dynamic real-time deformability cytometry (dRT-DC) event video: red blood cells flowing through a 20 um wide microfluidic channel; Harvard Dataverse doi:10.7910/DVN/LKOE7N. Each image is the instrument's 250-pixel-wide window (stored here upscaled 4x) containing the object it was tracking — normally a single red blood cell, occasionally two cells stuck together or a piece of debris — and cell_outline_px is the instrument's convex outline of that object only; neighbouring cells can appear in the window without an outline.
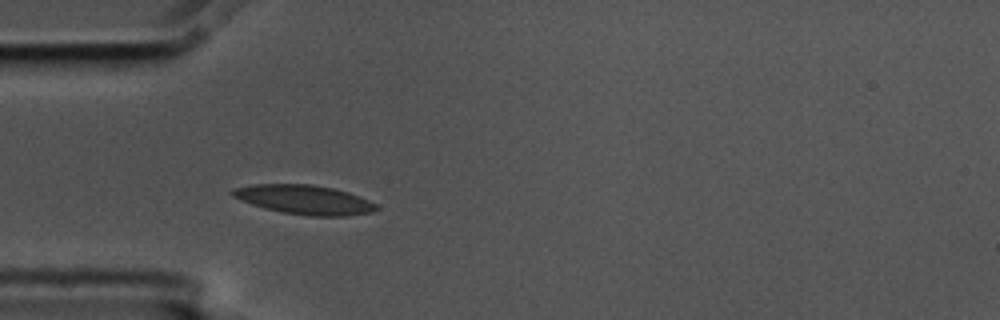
{"species": "common noctule bat (a hibernating species)", "species_latin": "Nyctalus noctula", "temperature_condition": "cold", "stored_images_in_passage": 3, "camera_frame_rate_fps": 3000, "um_per_image_px": 0.085, "animal": {"sex": "male", "body_mass_g": 17.5, "forearm_length_mm": 52.3}, "frame": {"image": 1, "passage_image": 3, "time_ms": 0.667, "image_size_px": [1000, 320], "cell_outline_px": [[380, 208], [372, 212], [348, 216], [312, 216], [284, 212], [264, 208], [240, 200], [232, 196], [228, 192], [232, 188], [252, 184], [312, 184], [332, 188], [348, 192], [368, 200], [376, 204]], "centroid_in_image_um": [25.84, 16.96], "position_along_channel_um": 59.2, "area_um2": 24.57}}